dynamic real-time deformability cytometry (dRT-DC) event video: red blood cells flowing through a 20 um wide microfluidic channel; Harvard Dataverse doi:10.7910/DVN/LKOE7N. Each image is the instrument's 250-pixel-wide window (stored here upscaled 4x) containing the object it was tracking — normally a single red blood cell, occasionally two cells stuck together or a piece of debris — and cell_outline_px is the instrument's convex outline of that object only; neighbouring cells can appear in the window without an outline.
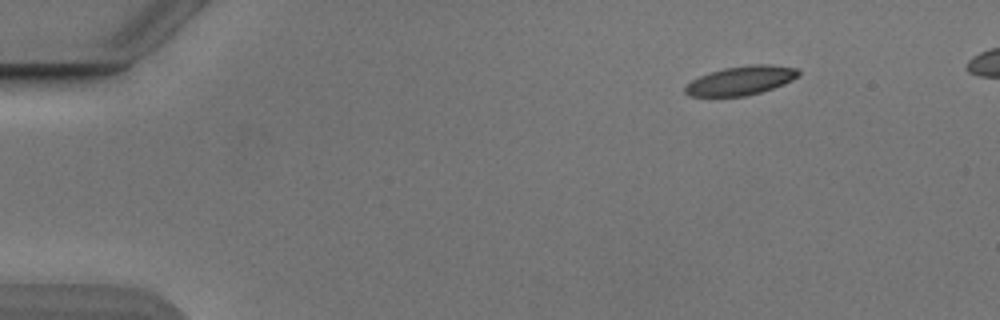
{"species": "Egyptian fruit bat (a non-hibernating species)", "species_latin": "Rousettus aegyptiacus", "temperature_condition": "cold", "stored_images_in_passage": 46, "camera_frame_rate_fps": 3000, "um_per_image_px": 0.085, "animal": {"sex": "male"}, "frame": {"image": 1, "passage_image": 1, "time_ms": 0.0, "image_size_px": [1000, 320], "cell_outline_px": [[800, 76], [784, 84], [760, 92], [744, 96], [688, 96], [684, 92], [684, 88], [692, 80], [700, 76], [724, 68], [752, 64], [768, 64], [796, 68], [800, 72]], "centroid_in_image_um": [62.99, 6.84], "position_along_channel_um": 22.0, "area_um2": 18.96}}
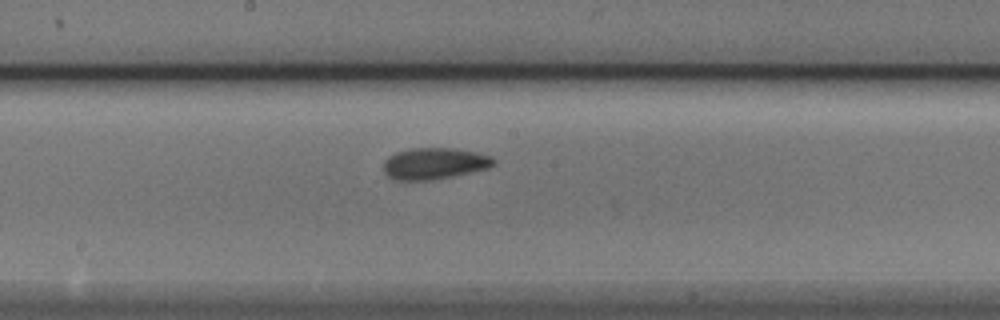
{"frame": {"image": 2, "passage_image": 23, "time_ms": 7.333, "image_size_px": [1000, 320], "cell_outline_px": [[496, 164], [488, 168], [428, 180], [392, 180], [384, 172], [384, 160], [388, 156], [396, 152], [412, 148], [452, 148], [476, 152], [492, 156], [496, 160]], "centroid_in_image_um": [36.9, 13.88], "position_along_channel_um": 211.3, "area_um2": 20.06}}
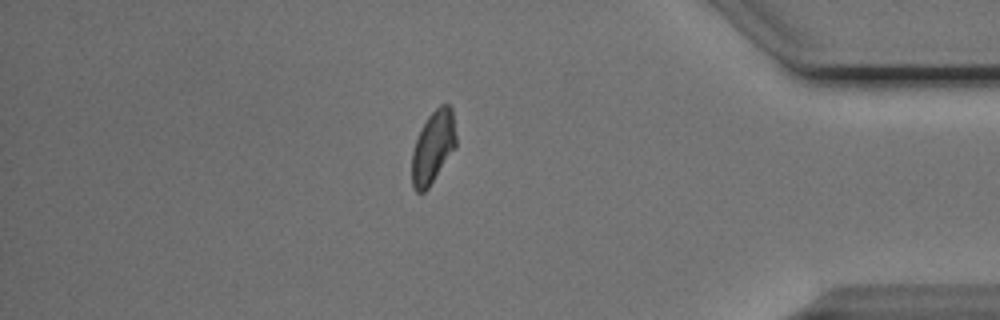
{"frame": {"image": 3, "passage_image": 40, "time_ms": 13.0, "image_size_px": [1000, 320], "cell_outline_px": [[456, 144], [428, 188], [424, 192], [416, 192], [412, 184], [412, 152], [420, 128], [428, 116], [440, 104], [448, 104], [452, 108], [456, 136]], "centroid_in_image_um": [36.79, 12.47], "position_along_channel_um": 398.4, "area_um2": 18.32}}